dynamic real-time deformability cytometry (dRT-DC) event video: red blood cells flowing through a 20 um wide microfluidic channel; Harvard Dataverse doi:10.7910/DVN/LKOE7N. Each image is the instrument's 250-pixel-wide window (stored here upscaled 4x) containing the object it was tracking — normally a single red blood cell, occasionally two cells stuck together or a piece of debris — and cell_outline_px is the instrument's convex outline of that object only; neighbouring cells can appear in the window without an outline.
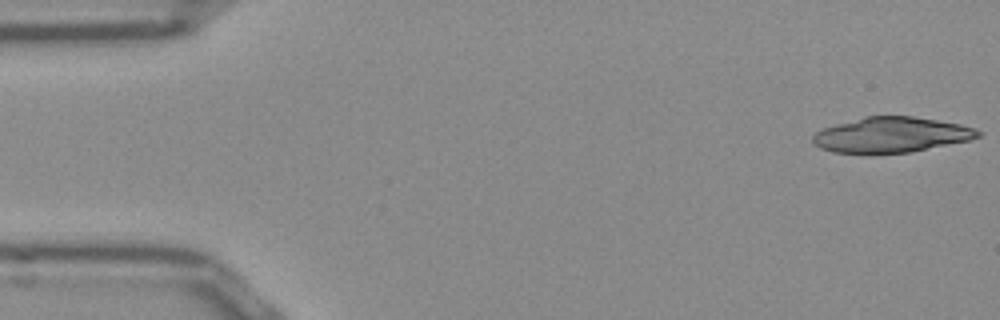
{"species": "Egyptian fruit bat (a non-hibernating species)", "species_latin": "Rousettus aegyptiacus", "temperature_condition": "room temperature", "stored_images_in_passage": 13, "camera_frame_rate_fps": 3000, "um_per_image_px": 0.085, "frame": {"image": 1, "passage_image": 1, "time_ms": 0.0, "image_size_px": [1000, 320], "cell_outline_px": [[984, 132], [980, 136], [972, 140], [912, 152], [872, 156], [832, 152], [820, 148], [812, 144], [812, 136], [816, 132], [824, 128], [836, 124], [864, 116], [912, 116], [960, 124], [976, 128]], "centroid_in_image_um": [75.75, 11.5], "position_along_channel_um": 9.2, "area_um2": 35.08}}